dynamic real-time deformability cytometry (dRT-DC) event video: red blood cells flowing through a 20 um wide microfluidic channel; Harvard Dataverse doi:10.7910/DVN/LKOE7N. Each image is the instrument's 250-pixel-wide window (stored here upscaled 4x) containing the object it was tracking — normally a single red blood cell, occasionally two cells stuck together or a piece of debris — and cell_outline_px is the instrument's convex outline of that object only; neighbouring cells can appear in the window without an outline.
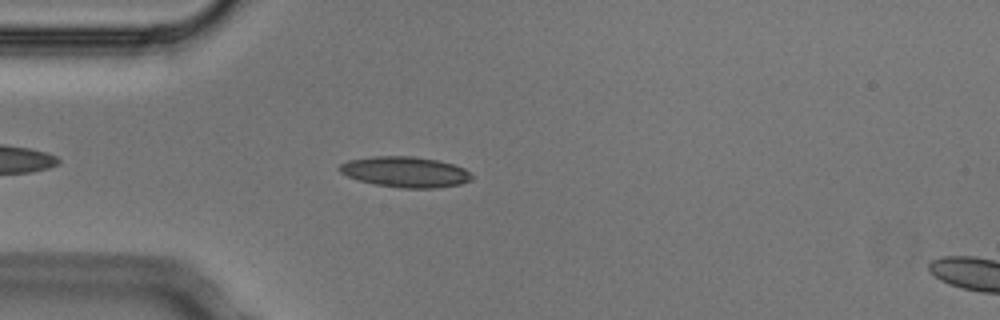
{"species": "Egyptian fruit bat (a non-hibernating species)", "species_latin": "Rousettus aegyptiacus", "temperature_condition": "cold", "stored_images_in_passage": 4, "segment_of_instrument_passage": [1, 2], "camera_frame_rate_fps": 3000, "um_per_image_px": 0.085, "animal": {"sex": "male"}, "frame": {"image": 1, "passage_image": 3, "time_ms": 0.667, "image_size_px": [1000, 320], "cell_outline_px": [[472, 180], [460, 184], [436, 188], [400, 188], [376, 184], [360, 180], [348, 176], [340, 172], [336, 168], [340, 164], [348, 160], [372, 156], [412, 156], [436, 160], [452, 164], [464, 168], [472, 176]], "centroid_in_image_um": [34.42, 14.61], "position_along_channel_um": 50.6, "area_um2": 23.52}}